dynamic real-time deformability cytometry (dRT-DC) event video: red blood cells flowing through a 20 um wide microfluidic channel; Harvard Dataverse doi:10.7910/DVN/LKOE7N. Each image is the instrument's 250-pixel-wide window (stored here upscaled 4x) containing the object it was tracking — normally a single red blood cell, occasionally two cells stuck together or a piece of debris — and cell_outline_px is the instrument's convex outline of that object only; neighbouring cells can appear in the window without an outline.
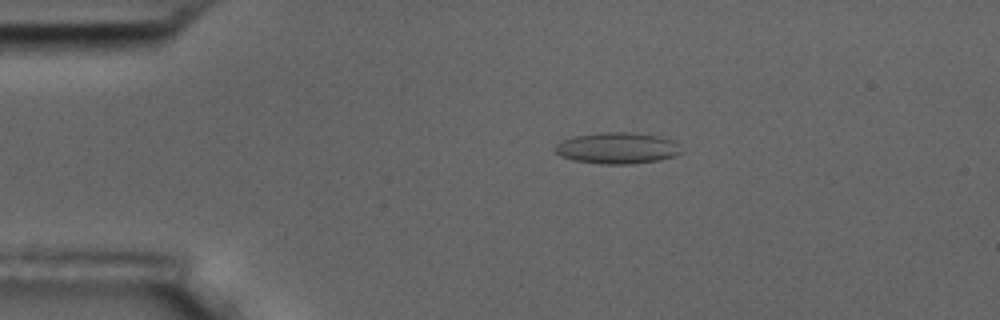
{"species": "common noctule bat (a hibernating species)", "species_latin": "Nyctalus noctula", "temperature_condition": "room temperature", "stored_images_in_passage": 4, "camera_frame_rate_fps": 3000, "um_per_image_px": 0.085, "animal": {"sex": "male", "body_mass_g": 17.5, "forearm_length_mm": 52.3}, "frame": {"image": 1, "passage_image": 1, "time_ms": 0.0, "image_size_px": [1000, 320], "cell_outline_px": [[684, 152], [676, 156], [660, 160], [632, 164], [600, 164], [572, 160], [560, 156], [552, 148], [556, 144], [572, 136], [600, 132], [632, 132], [660, 136], [672, 140]], "centroid_in_image_um": [52.46, 12.59], "position_along_channel_um": 32.5, "area_um2": 23.35}}
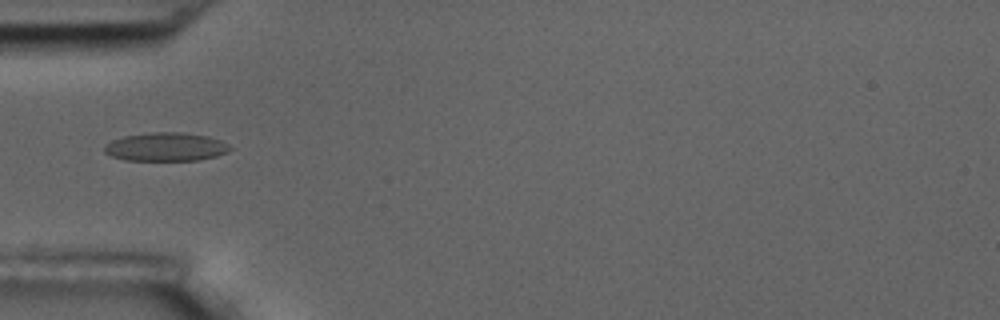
{"frame": {"image": 2, "passage_image": 3, "time_ms": 2.333, "image_size_px": [1000, 320], "cell_outline_px": [[232, 148], [228, 152], [216, 156], [200, 160], [124, 160], [112, 156], [104, 152], [104, 144], [112, 140], [124, 136], [152, 132], [184, 132], [208, 136], [220, 140], [228, 144]], "centroid_in_image_um": [14.1, 12.48], "position_along_channel_um": 70.9, "area_um2": 20.98}}